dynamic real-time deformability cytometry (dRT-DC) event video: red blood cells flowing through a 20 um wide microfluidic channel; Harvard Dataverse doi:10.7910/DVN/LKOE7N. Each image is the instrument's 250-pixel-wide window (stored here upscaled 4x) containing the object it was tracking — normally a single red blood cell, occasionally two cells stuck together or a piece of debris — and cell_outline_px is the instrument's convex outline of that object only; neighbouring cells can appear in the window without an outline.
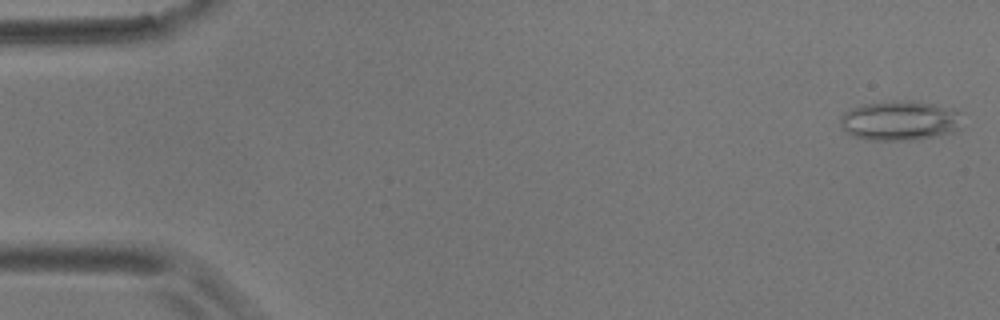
{"species": "common noctule bat (a hibernating species)", "species_latin": "Nyctalus noctula", "temperature_condition": "room temperature", "stored_images_in_passage": 4, "camera_frame_rate_fps": 3000, "um_per_image_px": 0.085, "animal": {"sex": "male", "body_mass_g": 17.9}, "frame": {"image": 1, "passage_image": 1, "time_ms": 0.0, "image_size_px": [1000, 320], "cell_outline_px": [[964, 128], [956, 132], [920, 140], [872, 140], [856, 136], [848, 132], [840, 124], [840, 116], [844, 112], [852, 108], [864, 104], [892, 100], [916, 100], [936, 104], [952, 108], [960, 112]], "centroid_in_image_um": [76.6, 10.24], "position_along_channel_um": 8.4, "area_um2": 28.9}}